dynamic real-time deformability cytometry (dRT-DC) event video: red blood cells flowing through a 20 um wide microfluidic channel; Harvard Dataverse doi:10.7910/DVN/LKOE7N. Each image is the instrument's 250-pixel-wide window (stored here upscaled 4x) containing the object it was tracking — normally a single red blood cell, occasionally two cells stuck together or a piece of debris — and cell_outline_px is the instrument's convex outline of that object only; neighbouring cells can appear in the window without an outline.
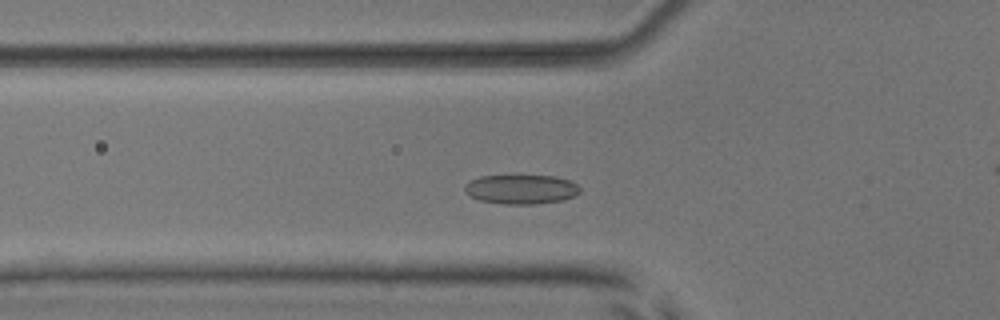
{"species": "common noctule bat (a hibernating species)", "species_latin": "Nyctalus noctula", "temperature_condition": "room temperature", "stored_images_in_passage": 49, "camera_frame_rate_fps": 3000, "um_per_image_px": 0.085, "animal": {"sex": "male", "body_mass_g": 17.9, "forearm_length_mm": 54.2}, "frame": {"image": 1, "passage_image": 14, "time_ms": 4.333, "image_size_px": [1000, 320], "cell_outline_px": [[580, 192], [576, 196], [564, 200], [532, 204], [504, 204], [480, 200], [472, 196], [464, 188], [464, 184], [480, 176], [556, 176], [568, 180], [576, 184], [580, 188]], "centroid_in_image_um": [44.34, 16.09], "position_along_channel_um": 81.5, "area_um2": 19.54}}
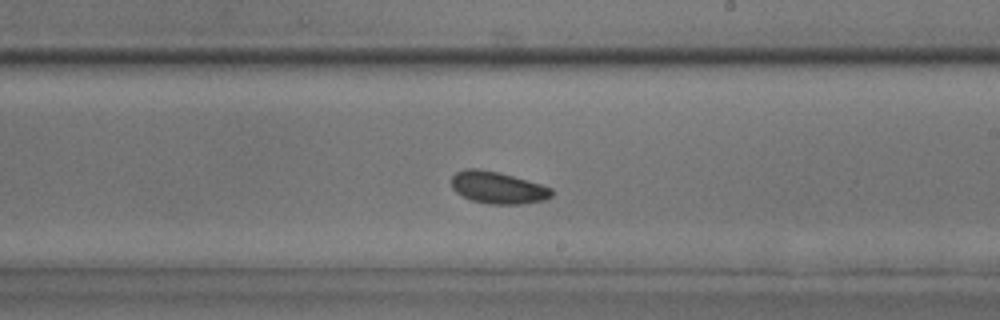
{"frame": {"image": 2, "passage_image": 27, "time_ms": 8.667, "image_size_px": [1000, 320], "cell_outline_px": [[552, 196], [544, 200], [524, 204], [488, 204], [472, 200], [456, 192], [452, 188], [452, 176], [456, 172], [464, 168], [480, 168], [500, 172], [540, 184], [552, 188]], "centroid_in_image_um": [42.3, 15.94], "position_along_channel_um": 246.7, "area_um2": 18.79}}
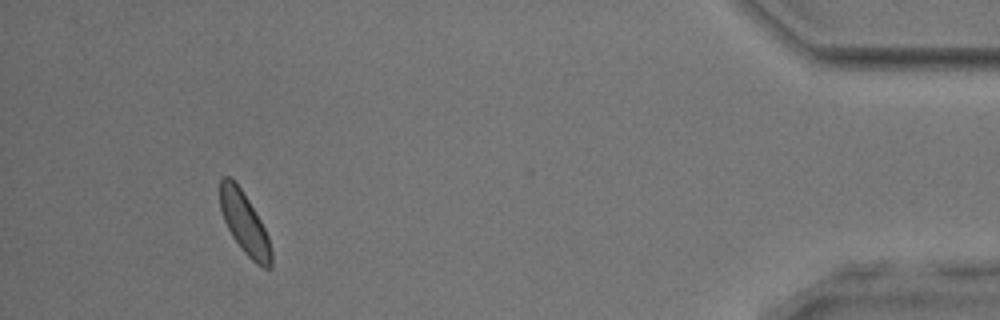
{"frame": {"image": 3, "passage_image": 45, "time_ms": 14.667, "image_size_px": [1000, 320], "cell_outline_px": [[272, 268], [264, 268], [256, 264], [244, 252], [232, 236], [224, 220], [220, 208], [220, 180], [224, 176], [228, 176], [240, 188], [248, 200], [260, 220], [268, 236], [272, 252]], "centroid_in_image_um": [20.79, 19.01], "position_along_channel_um": 414.4, "area_um2": 18.09}, "authors_computed_cell_mechanics": {"area_um2": 18.785, "velocity_mm_per_s": 3.8335, "shape_relaxation_time_tau1_ms": 1.879, "shape_relaxation_time_tau2_ms": 4.8887, "deformation_change_tau1": 0.0644, "deformation_change_tau2": 0.0773}}